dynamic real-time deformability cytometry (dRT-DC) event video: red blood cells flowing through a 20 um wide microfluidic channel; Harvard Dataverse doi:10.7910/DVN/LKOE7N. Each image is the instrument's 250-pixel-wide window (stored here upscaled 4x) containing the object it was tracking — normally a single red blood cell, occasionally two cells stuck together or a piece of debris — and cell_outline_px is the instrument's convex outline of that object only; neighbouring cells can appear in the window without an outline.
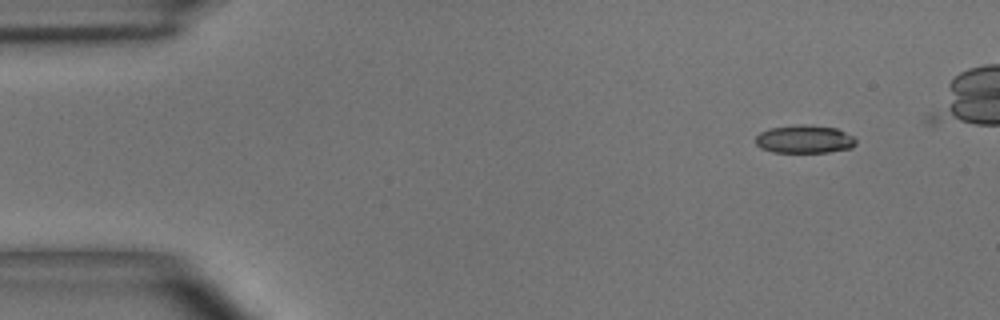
{"species": "common noctule bat (a hibernating species)", "species_latin": "Nyctalus noctula", "temperature_condition": "room temperature", "stored_images_in_passage": 9, "camera_frame_rate_fps": 3000, "um_per_image_px": 0.085, "animal": {"sex": "male", "body_mass_g": 15.6}, "frame": {"image": 1, "passage_image": 1, "time_ms": 0.0, "image_size_px": [1000, 320], "cell_outline_px": [[856, 144], [852, 148], [828, 152], [772, 152], [760, 148], [756, 144], [756, 136], [760, 132], [768, 128], [796, 124], [804, 124], [836, 128], [852, 136], [856, 140]], "centroid_in_image_um": [68.35, 11.83], "position_along_channel_um": 16.6, "area_um2": 16.53}}